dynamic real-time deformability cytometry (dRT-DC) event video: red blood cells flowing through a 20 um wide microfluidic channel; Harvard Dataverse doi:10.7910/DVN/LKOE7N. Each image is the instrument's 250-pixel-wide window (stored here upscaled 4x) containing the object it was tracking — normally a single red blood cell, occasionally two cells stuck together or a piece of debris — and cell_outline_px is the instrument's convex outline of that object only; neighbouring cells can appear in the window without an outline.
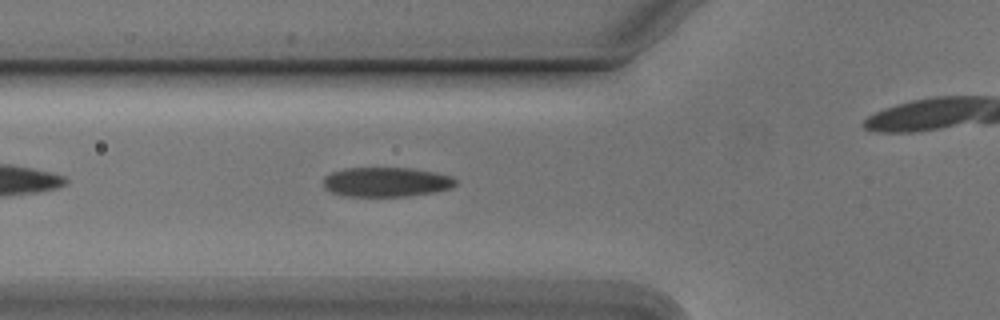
{"species": "Egyptian fruit bat (a non-hibernating species)", "species_latin": "Rousettus aegyptiacus", "temperature_condition": "cold", "stored_images_in_passage": 26, "camera_frame_rate_fps": 3000, "um_per_image_px": 0.085, "animal": {"sex": "male"}, "frame": {"image": 1, "passage_image": 6, "time_ms": 1.667, "image_size_px": [1000, 320], "cell_outline_px": [[456, 184], [452, 188], [436, 192], [408, 196], [344, 196], [332, 192], [324, 188], [324, 176], [332, 172], [344, 168], [412, 168], [436, 172], [452, 176], [456, 180]], "centroid_in_image_um": [32.86, 15.47], "position_along_channel_um": 92.9, "area_um2": 22.95}}
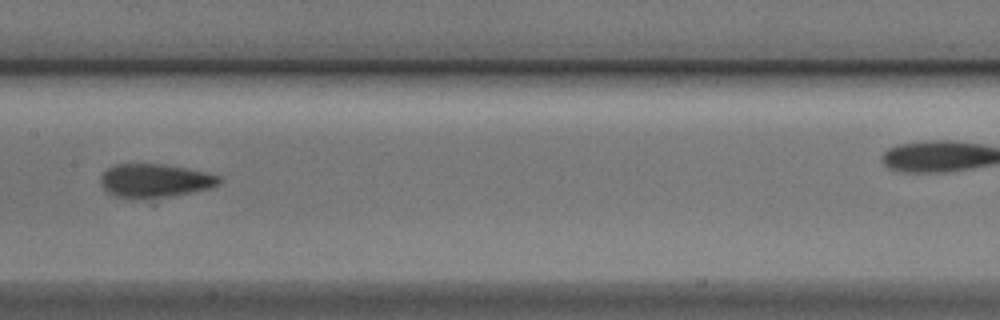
{"frame": {"image": 2, "passage_image": 14, "time_ms": 4.333, "image_size_px": [1000, 320], "cell_outline_px": [[220, 184], [208, 188], [172, 196], [144, 200], [124, 200], [108, 192], [100, 184], [100, 176], [108, 168], [116, 164], [164, 164], [204, 172], [220, 176]], "centroid_in_image_um": [13.1, 15.39], "position_along_channel_um": 194.3, "area_um2": 23.47}}
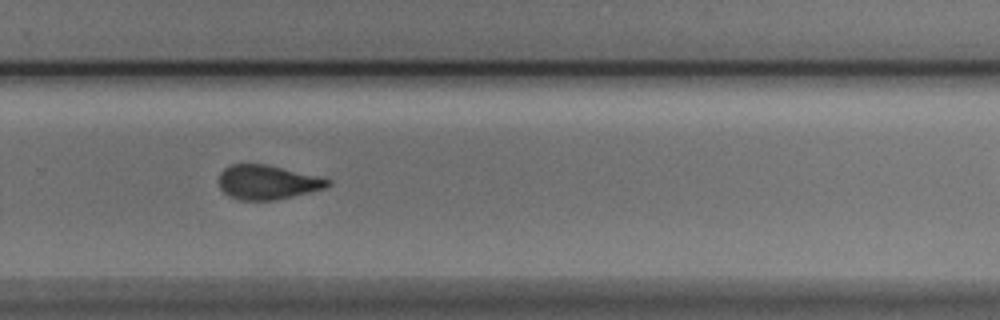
{"frame": {"image": 3, "passage_image": 23, "time_ms": 7.333, "image_size_px": [1000, 320], "cell_outline_px": [[332, 184], [324, 188], [276, 200], [240, 200], [228, 196], [220, 188], [220, 172], [224, 168], [232, 164], [268, 164], [332, 180]], "centroid_in_image_um": [22.71, 15.49], "position_along_channel_um": 307.1, "area_um2": 21.62}}